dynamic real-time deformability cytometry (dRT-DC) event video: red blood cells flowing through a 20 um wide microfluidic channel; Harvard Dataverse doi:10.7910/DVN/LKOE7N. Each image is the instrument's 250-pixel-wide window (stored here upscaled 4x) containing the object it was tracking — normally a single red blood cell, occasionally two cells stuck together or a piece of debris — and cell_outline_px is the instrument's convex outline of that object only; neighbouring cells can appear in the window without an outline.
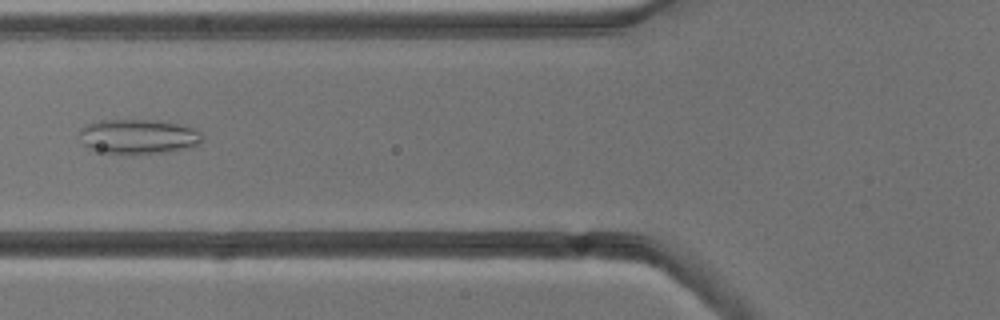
{"species": "common noctule bat (a hibernating species)", "species_latin": "Nyctalus noctula", "temperature_condition": "cold", "stored_images_in_passage": 7, "camera_frame_rate_fps": 3000, "um_per_image_px": 0.085, "animal": {"sex": "male", "body_mass_g": 13.3}, "frame": {"image": 1, "passage_image": 6, "time_ms": 6.667, "image_size_px": [1000, 320], "cell_outline_px": [[200, 144], [188, 148], [164, 152], [132, 156], [124, 156], [92, 152], [84, 144], [80, 132], [80, 128], [84, 124], [100, 120], [160, 120], [196, 128], [200, 132]], "centroid_in_image_um": [11.7, 11.64], "position_along_channel_um": 114.1, "area_um2": 25.66}}